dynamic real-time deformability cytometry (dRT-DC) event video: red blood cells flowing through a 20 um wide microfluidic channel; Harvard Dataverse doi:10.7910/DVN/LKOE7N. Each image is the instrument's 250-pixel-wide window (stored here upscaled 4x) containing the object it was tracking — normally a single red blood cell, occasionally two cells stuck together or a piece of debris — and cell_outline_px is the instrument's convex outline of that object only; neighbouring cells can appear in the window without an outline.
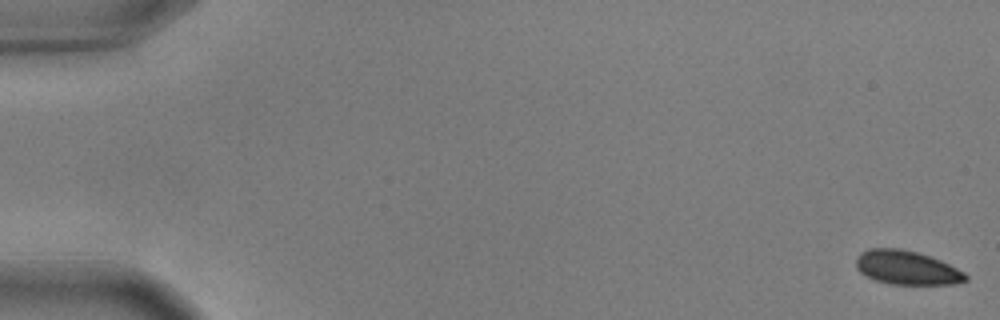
{"species": "common noctule bat (a hibernating species)", "species_latin": "Nyctalus noctula", "temperature_condition": "warm", "stored_images_in_passage": 56, "camera_frame_rate_fps": 3000, "um_per_image_px": 0.085, "animal": {"sex": "male", "body_mass_g": 17.9, "forearm_length_mm": 54.2}, "frame": {"image": 1, "passage_image": 1, "time_ms": 0.0, "image_size_px": [1000, 320], "cell_outline_px": [[968, 280], [956, 284], [892, 284], [876, 280], [860, 272], [856, 268], [856, 256], [860, 252], [868, 248], [900, 248], [916, 252], [940, 260], [964, 272], [968, 276]], "centroid_in_image_um": [77.06, 22.74], "position_along_channel_um": 7.9, "area_um2": 21.62}}
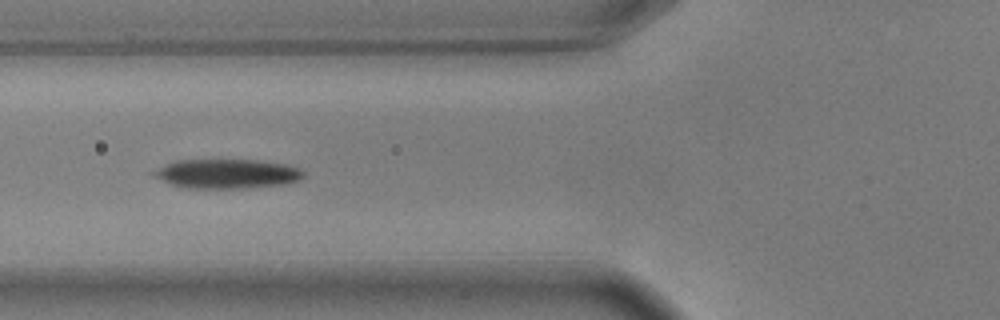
{"frame": {"image": 2, "passage_image": 22, "time_ms": 7.0, "image_size_px": [1000, 320], "cell_outline_px": [[304, 176], [300, 180], [284, 184], [244, 188], [188, 188], [172, 184], [152, 176], [148, 172], [176, 160], [256, 160], [288, 164], [300, 168], [304, 172]], "centroid_in_image_um": [19.29, 14.76], "position_along_channel_um": 106.5, "area_um2": 25.72}}
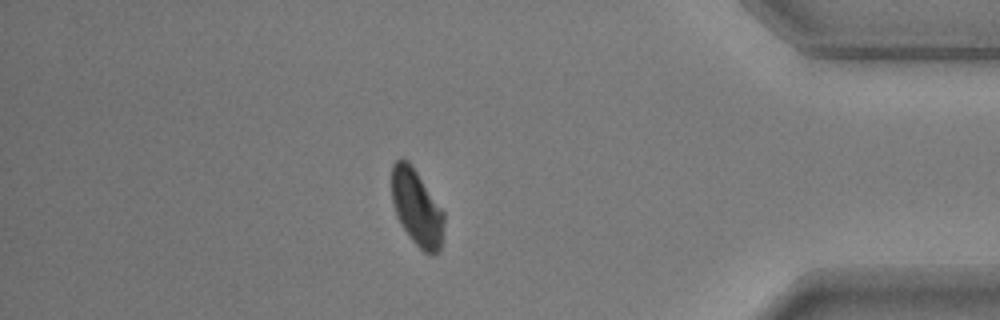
{"frame": {"image": 3, "passage_image": 49, "time_ms": 16.0, "image_size_px": [1000, 320], "cell_outline_px": [[444, 220], [440, 248], [436, 252], [424, 252], [412, 240], [400, 224], [396, 216], [392, 200], [392, 164], [400, 156], [408, 160], [412, 164], [444, 212]], "centroid_in_image_um": [35.39, 17.58], "position_along_channel_um": 399.8, "area_um2": 23.12}, "authors_computed_cell_mechanics": {"area_um2": 24.7962, "velocity_mm_per_s": 3.6156, "shape_relaxation_time_tau1_ms": 2.9432, "shape_relaxation_time_tau2_ms": 5.3907, "deformation_change_tau1": 0.1355, "deformation_change_tau2": 0.105}}